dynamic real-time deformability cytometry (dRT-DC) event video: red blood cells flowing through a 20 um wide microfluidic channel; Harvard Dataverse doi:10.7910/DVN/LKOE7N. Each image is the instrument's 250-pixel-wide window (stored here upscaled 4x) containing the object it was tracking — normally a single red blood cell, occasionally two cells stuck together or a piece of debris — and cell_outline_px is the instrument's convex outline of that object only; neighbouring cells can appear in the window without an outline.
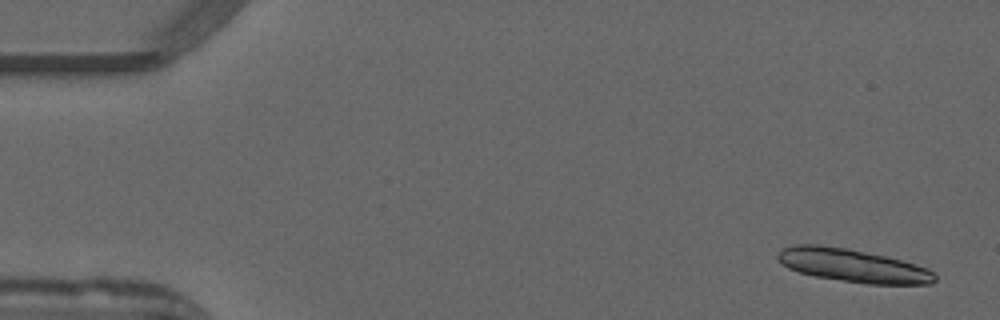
{"species": "common noctule bat (a hibernating species)", "species_latin": "Nyctalus noctula", "temperature_condition": "warm", "stored_images_in_passage": 17, "camera_frame_rate_fps": 3000, "um_per_image_px": 0.085, "animal": {"sex": "male", "forearm_length_mm": 52.5}, "frame": {"image": 1, "passage_image": 3, "time_ms": 0.667, "image_size_px": [1000, 320], "cell_outline_px": [[936, 280], [932, 284], [868, 284], [816, 276], [800, 272], [788, 268], [776, 256], [784, 248], [792, 244], [820, 244], [848, 248], [884, 256], [900, 260], [928, 268], [936, 276]], "centroid_in_image_um": [72.49, 22.56], "position_along_channel_um": 12.5, "area_um2": 30.06}}